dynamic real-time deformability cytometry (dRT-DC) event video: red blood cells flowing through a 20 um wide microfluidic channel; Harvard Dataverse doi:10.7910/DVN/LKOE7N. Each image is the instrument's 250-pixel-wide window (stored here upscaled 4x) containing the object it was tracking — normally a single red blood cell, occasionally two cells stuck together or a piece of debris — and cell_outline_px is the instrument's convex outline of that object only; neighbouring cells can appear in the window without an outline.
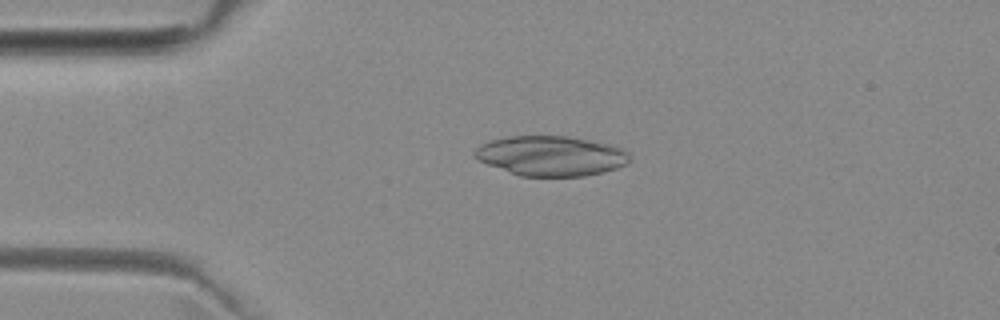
{"species": "common noctule bat (a hibernating species)", "species_latin": "Nyctalus noctula", "temperature_condition": "room temperature", "stored_images_in_passage": 3, "camera_frame_rate_fps": 3000, "um_per_image_px": 0.085, "animal": {"sex": "female", "body_mass_g": 29.2, "forearm_length_mm": 56.3}, "frame": {"image": 1, "passage_image": 3, "time_ms": 2.333, "image_size_px": [1000, 320], "cell_outline_px": [[628, 164], [616, 168], [584, 176], [520, 176], [476, 160], [472, 156], [472, 152], [476, 148], [492, 140], [504, 136], [564, 136], [588, 140], [608, 144], [624, 148], [628, 152]], "centroid_in_image_um": [46.79, 13.25], "position_along_channel_um": 38.2, "area_um2": 35.95}}